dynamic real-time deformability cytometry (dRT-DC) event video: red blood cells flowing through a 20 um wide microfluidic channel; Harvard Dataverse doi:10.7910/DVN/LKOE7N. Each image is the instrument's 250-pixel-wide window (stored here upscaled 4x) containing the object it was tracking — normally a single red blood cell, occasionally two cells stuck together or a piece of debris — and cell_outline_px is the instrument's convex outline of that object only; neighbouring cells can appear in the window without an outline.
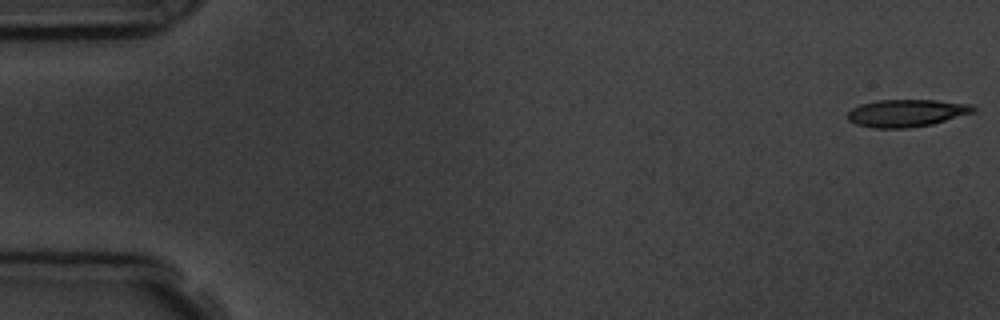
{"species": "common noctule bat (a hibernating species)", "species_latin": "Nyctalus noctula", "temperature_condition": "room temperature", "stored_images_in_passage": 56, "camera_frame_rate_fps": 3000, "um_per_image_px": 0.085, "animal": {"sex": "male", "body_mass_g": 19.5, "forearm_length_mm": 54.6}, "frame": {"image": 1, "passage_image": 1, "time_ms": 0.0, "image_size_px": [1000, 320], "cell_outline_px": [[976, 108], [972, 112], [932, 124], [908, 128], [872, 128], [856, 124], [848, 120], [848, 112], [852, 108], [860, 104], [876, 100], [936, 100], [968, 104]], "centroid_in_image_um": [76.99, 9.61], "position_along_channel_um": 8.0, "area_um2": 19.88}}
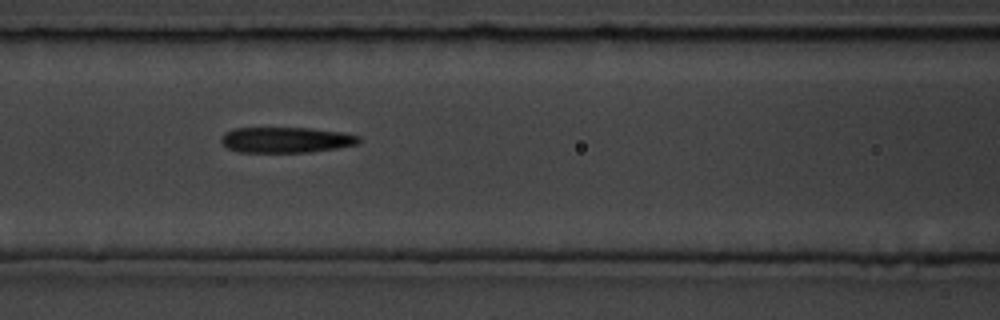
{"frame": {"image": 2, "passage_image": 24, "time_ms": 7.667, "image_size_px": [1000, 320], "cell_outline_px": [[360, 140], [356, 144], [336, 148], [308, 152], [240, 152], [228, 148], [220, 140], [220, 136], [224, 132], [236, 128], [308, 128], [344, 132], [360, 136]], "centroid_in_image_um": [24.29, 11.88], "position_along_channel_um": 142.3, "area_um2": 20.52}}
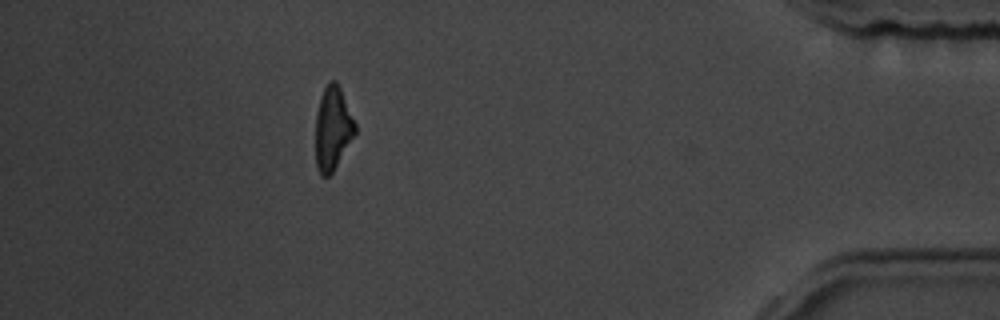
{"frame": {"image": 3, "passage_image": 50, "time_ms": 16.333, "image_size_px": [1000, 320], "cell_outline_px": [[356, 132], [332, 172], [328, 176], [320, 176], [316, 168], [316, 112], [320, 96], [328, 80], [336, 80], [340, 88], [356, 124]], "centroid_in_image_um": [28.26, 10.89], "position_along_channel_um": 406.9, "area_um2": 19.13}, "authors_computed_cell_mechanics": {"area_um2": 20.6924, "velocity_mm_per_s": 3.6458, "shape_relaxation_time_tau1_ms": 6.9191, "shape_relaxation_time_tau2_ms": 3.8749, "deformation_change_tau1": 0.1983, "deformation_change_tau2": 0.1699}}